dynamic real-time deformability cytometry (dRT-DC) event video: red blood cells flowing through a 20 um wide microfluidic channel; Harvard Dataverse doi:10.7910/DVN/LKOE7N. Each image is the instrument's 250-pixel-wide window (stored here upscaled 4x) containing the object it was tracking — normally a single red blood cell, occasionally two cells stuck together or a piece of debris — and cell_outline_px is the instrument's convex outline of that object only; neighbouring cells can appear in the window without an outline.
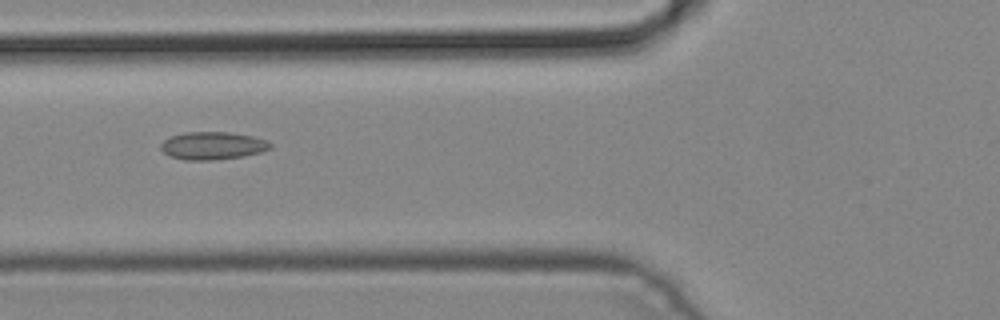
{"species": "common noctule bat (a hibernating species)", "species_latin": "Nyctalus noctula", "temperature_condition": "cold", "stored_images_in_passage": 3, "camera_frame_rate_fps": 3000, "um_per_image_px": 0.085, "animal": {"sex": "male", "body_mass_g": 19.2, "forearm_length_mm": 51.8}, "frame": {"image": 1, "passage_image": 3, "time_ms": 0.667, "image_size_px": [1000, 320], "cell_outline_px": [[272, 148], [260, 152], [244, 156], [212, 160], [184, 160], [168, 156], [160, 148], [160, 144], [164, 140], [172, 136], [184, 132], [228, 132], [252, 136], [268, 140], [272, 144]], "centroid_in_image_um": [18.07, 12.38], "position_along_channel_um": 107.7, "area_um2": 17.8}}